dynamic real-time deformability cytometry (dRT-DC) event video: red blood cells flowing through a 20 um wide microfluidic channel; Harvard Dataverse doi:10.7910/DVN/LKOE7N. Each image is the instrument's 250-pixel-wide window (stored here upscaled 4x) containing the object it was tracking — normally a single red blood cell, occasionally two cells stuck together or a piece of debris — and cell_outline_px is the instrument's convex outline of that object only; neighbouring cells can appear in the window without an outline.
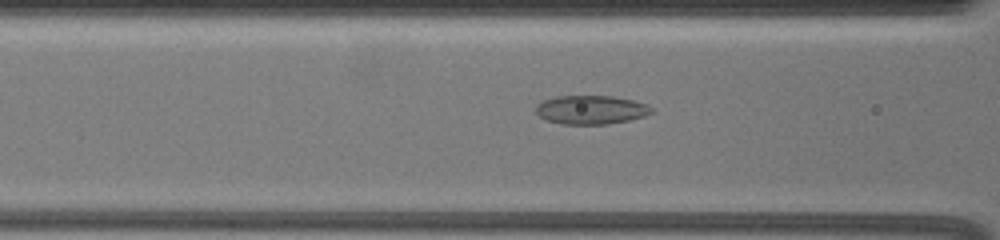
{"species": "common noctule bat (a hibernating species)", "species_latin": "Nyctalus noctula", "temperature_condition": "warm", "stored_images_in_passage": 13, "camera_frame_rate_fps": 3000, "um_per_image_px": 0.085, "animal": {"sex": "female", "body_mass_g": 19.5, "forearm_length_mm": 54.1}, "frame": {"image": 1, "passage_image": 8, "time_ms": 2.333, "image_size_px": [1000, 240], "cell_outline_px": [[652, 112], [644, 116], [628, 120], [608, 124], [564, 124], [548, 120], [540, 116], [536, 112], [536, 108], [544, 100], [560, 96], [612, 96], [632, 100], [644, 104], [652, 108]], "centroid_in_image_um": [50.25, 9.33], "position_along_channel_um": 116.4, "area_um2": 18.96}}
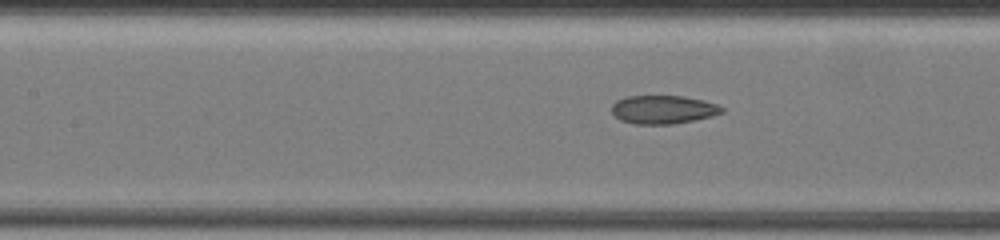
{"frame": {"image": 2, "passage_image": 11, "time_ms": 3.333, "image_size_px": [1000, 240], "cell_outline_px": [[724, 112], [692, 120], [672, 124], [632, 124], [620, 120], [612, 112], [612, 104], [616, 100], [628, 96], [680, 96], [700, 100], [716, 104], [724, 108]], "centroid_in_image_um": [56.31, 9.31], "position_along_channel_um": 151.1, "area_um2": 17.98}}